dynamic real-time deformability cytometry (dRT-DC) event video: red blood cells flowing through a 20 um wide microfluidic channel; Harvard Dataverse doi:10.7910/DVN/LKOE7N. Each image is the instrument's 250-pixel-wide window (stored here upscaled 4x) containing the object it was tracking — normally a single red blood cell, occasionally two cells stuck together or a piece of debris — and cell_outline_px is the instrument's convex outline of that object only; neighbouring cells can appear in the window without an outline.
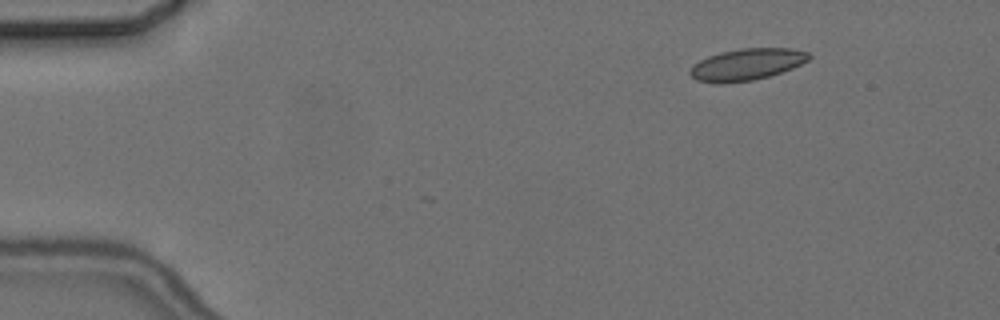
{"species": "common noctule bat (a hibernating species)", "species_latin": "Nyctalus noctula", "temperature_condition": "cold", "stored_images_in_passage": 5, "camera_frame_rate_fps": 3000, "um_per_image_px": 0.085, "animal": {"sex": "female", "body_mass_g": 24.6, "forearm_length_mm": 56.2}, "frame": {"image": 1, "passage_image": 1, "time_ms": 0.0, "image_size_px": [1000, 320], "cell_outline_px": [[812, 56], [808, 60], [792, 68], [768, 76], [752, 80], [720, 84], [696, 80], [688, 72], [692, 64], [708, 56], [720, 52], [740, 48], [792, 48], [808, 52]], "centroid_in_image_um": [63.44, 5.47], "position_along_channel_um": 21.6, "area_um2": 21.96}}
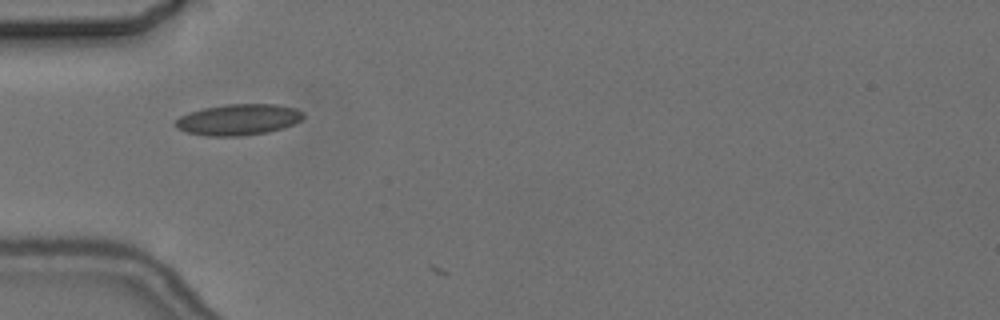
{"frame": {"image": 2, "passage_image": 4, "time_ms": 3.667, "image_size_px": [1000, 320], "cell_outline_px": [[304, 116], [300, 120], [284, 128], [268, 132], [240, 136], [204, 136], [188, 132], [176, 128], [176, 120], [180, 116], [188, 112], [204, 108], [224, 104], [276, 104], [296, 108], [304, 112]], "centroid_in_image_um": [20.27, 10.16], "position_along_channel_um": 64.7, "area_um2": 23.24}}